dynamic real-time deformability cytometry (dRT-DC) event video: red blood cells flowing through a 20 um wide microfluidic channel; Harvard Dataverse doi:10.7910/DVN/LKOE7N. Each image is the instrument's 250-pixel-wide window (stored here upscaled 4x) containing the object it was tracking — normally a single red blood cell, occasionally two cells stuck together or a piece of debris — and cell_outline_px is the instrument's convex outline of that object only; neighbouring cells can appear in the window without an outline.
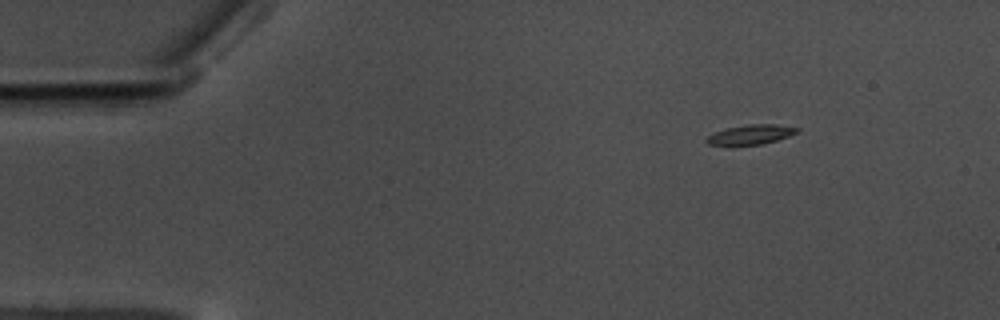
{"species": "common noctule bat (a hibernating species)", "species_latin": "Nyctalus noctula", "temperature_condition": "warm", "stored_images_in_passage": 52, "camera_frame_rate_fps": 3000, "um_per_image_px": 0.085, "animal": {"sex": "male", "body_mass_g": 17.5, "forearm_length_mm": 52.3}, "frame": {"image": 1, "passage_image": 1, "time_ms": 0.0, "image_size_px": [1000, 320], "cell_outline_px": [[800, 132], [764, 144], [708, 144], [704, 140], [708, 136], [724, 128], [748, 124], [776, 124], [800, 128]], "centroid_in_image_um": [63.86, 11.41], "position_along_channel_um": 21.1, "area_um2": 10.23}}
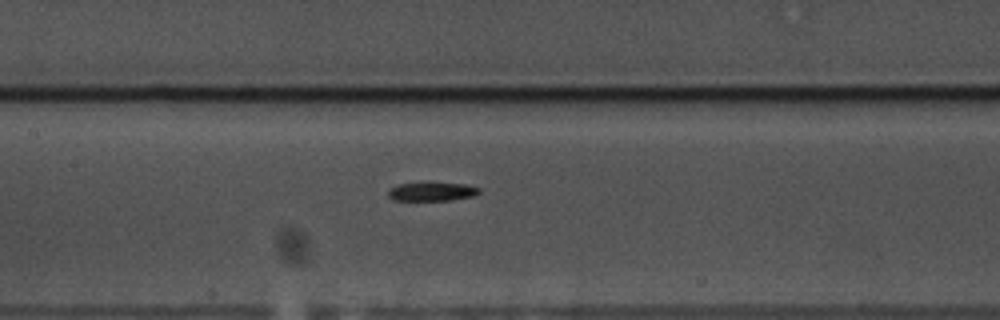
{"frame": {"image": 2, "passage_image": 21, "time_ms": 6.667, "image_size_px": [1000, 320], "cell_outline_px": [[480, 192], [476, 196], [448, 200], [392, 200], [388, 196], [388, 188], [396, 184], [424, 180], [464, 184], [480, 188]], "centroid_in_image_um": [36.66, 16.23], "position_along_channel_um": 170.7, "area_um2": 10.64}}
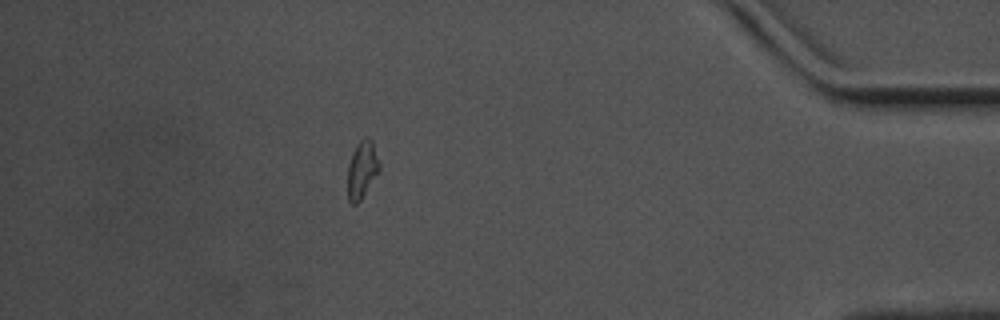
{"frame": {"image": 3, "passage_image": 45, "time_ms": 14.667, "image_size_px": [1000, 320], "cell_outline_px": [[380, 168], [360, 200], [356, 204], [352, 204], [348, 200], [348, 164], [352, 152], [356, 144], [364, 136], [368, 136], [372, 140], [380, 164]], "centroid_in_image_um": [30.76, 14.36], "position_along_channel_um": 404.4, "area_um2": 10.52}, "authors_computed_cell_mechanics": {"area_um2": 10.6352, "velocity_mm_per_s": 3.505, "shape_relaxation_time_tau1_ms": 2.819, "shape_relaxation_time_tau2_ms": null, "deformation_change_tau1": 0.1052, "deformation_change_tau2": null}}